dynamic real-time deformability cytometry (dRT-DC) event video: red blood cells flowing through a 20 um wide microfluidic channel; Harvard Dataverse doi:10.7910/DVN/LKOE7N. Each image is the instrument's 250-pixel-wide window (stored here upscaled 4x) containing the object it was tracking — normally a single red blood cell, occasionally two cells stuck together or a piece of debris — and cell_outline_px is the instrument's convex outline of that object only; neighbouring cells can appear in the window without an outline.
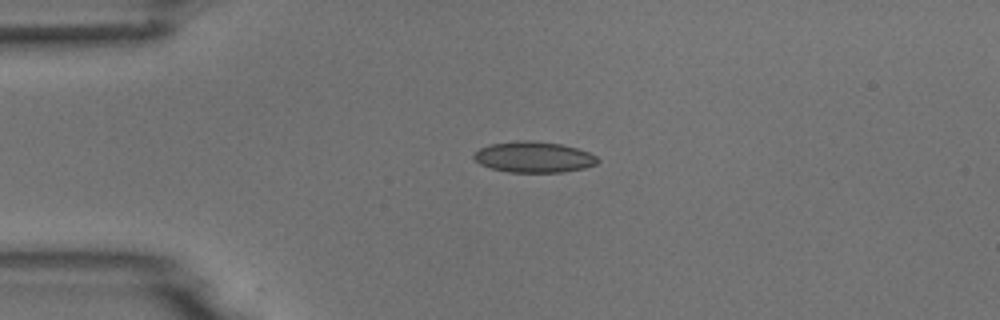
{"species": "common noctule bat (a hibernating species)", "species_latin": "Nyctalus noctula", "temperature_condition": "room temperature", "stored_images_in_passage": 5, "camera_frame_rate_fps": 3000, "um_per_image_px": 0.085, "animal": {"sex": "male", "body_mass_g": 18.8}, "frame": {"image": 1, "passage_image": 5, "time_ms": 4.667, "image_size_px": [1000, 320], "cell_outline_px": [[600, 160], [596, 164], [584, 168], [564, 172], [508, 172], [492, 168], [480, 164], [472, 156], [480, 148], [492, 144], [516, 140], [528, 140], [560, 144], [576, 148], [588, 152], [596, 156]], "centroid_in_image_um": [45.38, 13.35], "position_along_channel_um": 39.6, "area_um2": 22.14}}